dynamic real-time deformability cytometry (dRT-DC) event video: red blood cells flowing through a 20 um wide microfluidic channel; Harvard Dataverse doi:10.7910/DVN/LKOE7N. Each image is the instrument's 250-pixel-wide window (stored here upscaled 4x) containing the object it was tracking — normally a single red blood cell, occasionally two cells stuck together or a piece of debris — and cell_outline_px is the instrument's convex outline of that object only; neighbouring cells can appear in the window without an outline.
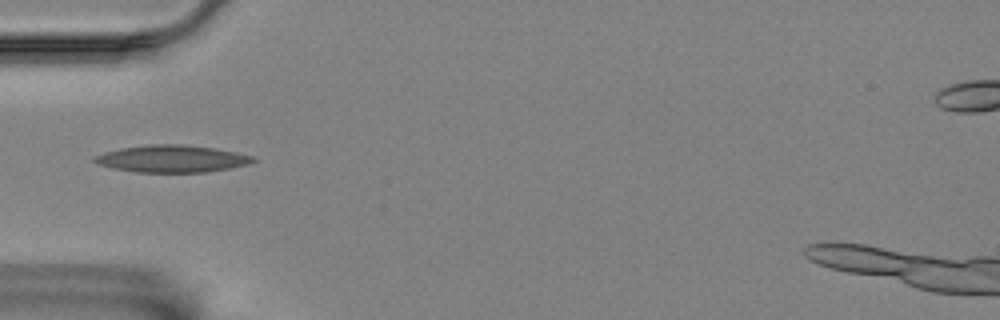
{"species": "Egyptian fruit bat (a non-hibernating species)", "species_latin": "Rousettus aegyptiacus", "temperature_condition": "room temperature", "stored_images_in_passage": 15, "segment_of_instrument_passage": [1, 2], "camera_frame_rate_fps": 3000, "um_per_image_px": 0.085, "animal": {"sex": "female"}, "frame": {"image": 1, "passage_image": 4, "time_ms": 4.667, "image_size_px": [1000, 320], "cell_outline_px": [[256, 160], [248, 164], [208, 172], [136, 172], [112, 168], [100, 164], [92, 160], [92, 156], [104, 152], [120, 148], [148, 144], [180, 144], [216, 148], [256, 156]], "centroid_in_image_um": [14.61, 13.48], "position_along_channel_um": 70.4, "area_um2": 25.2}}
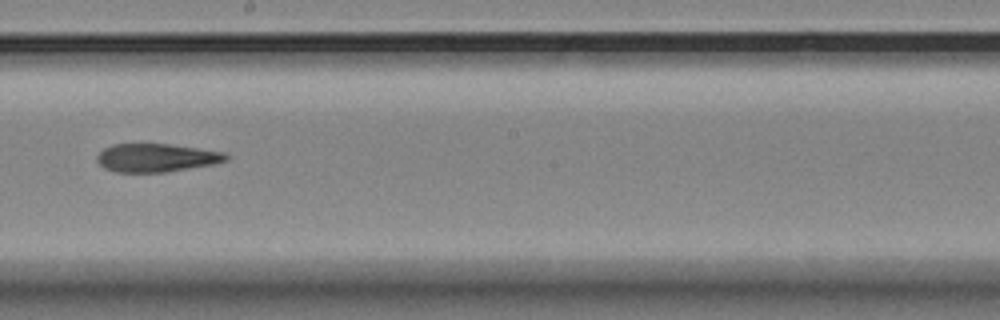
{"frame": {"image": 2, "passage_image": 8, "time_ms": 9.333, "image_size_px": [1000, 320], "cell_outline_px": [[228, 160], [212, 164], [168, 172], [116, 172], [104, 168], [96, 160], [96, 156], [104, 148], [112, 144], [168, 144], [224, 152], [228, 156]], "centroid_in_image_um": [13.26, 13.41], "position_along_channel_um": 234.9, "area_um2": 21.15}}
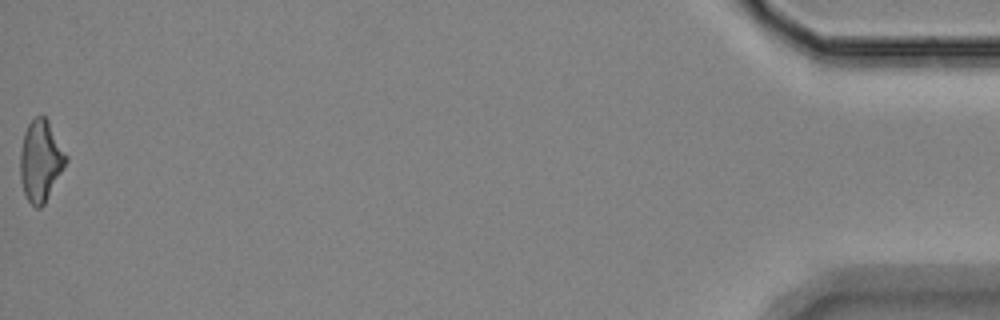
{"frame": {"image": 3, "passage_image": 14, "time_ms": 17.667, "image_size_px": [1000, 320], "cell_outline_px": [[68, 160], [44, 204], [40, 208], [36, 208], [28, 200], [24, 192], [20, 180], [20, 152], [24, 132], [28, 124], [36, 116], [44, 116], [48, 120], [68, 156]], "centroid_in_image_um": [3.45, 13.66], "position_along_channel_um": 431.7, "area_um2": 21.56}}